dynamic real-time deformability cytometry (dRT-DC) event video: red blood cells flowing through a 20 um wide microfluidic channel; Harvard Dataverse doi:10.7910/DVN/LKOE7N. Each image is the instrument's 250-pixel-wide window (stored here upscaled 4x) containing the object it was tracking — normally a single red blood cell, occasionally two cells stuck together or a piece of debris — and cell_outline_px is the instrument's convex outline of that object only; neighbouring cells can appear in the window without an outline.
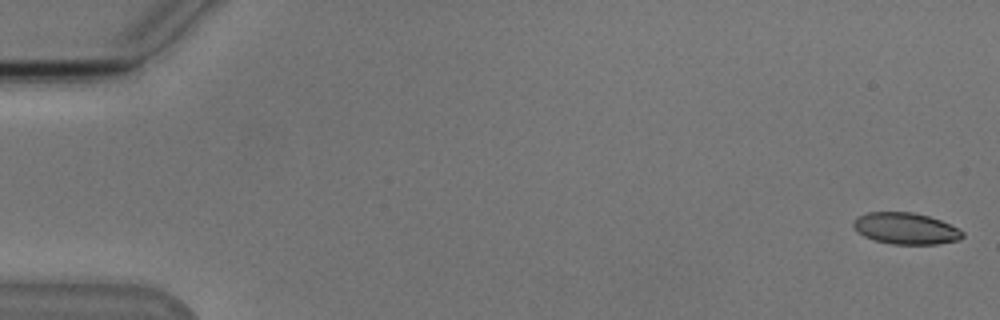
{"species": "Egyptian fruit bat (a non-hibernating species)", "species_latin": "Rousettus aegyptiacus", "temperature_condition": "cold", "stored_images_in_passage": 54, "camera_frame_rate_fps": 3000, "um_per_image_px": 0.085, "animal": {"sex": "male"}, "frame": {"image": 1, "passage_image": 1, "time_ms": 0.0, "image_size_px": [1000, 320], "cell_outline_px": [[964, 236], [960, 240], [936, 244], [892, 244], [876, 240], [864, 236], [856, 232], [852, 224], [852, 220], [856, 216], [868, 212], [912, 212], [928, 216], [940, 220], [964, 232]], "centroid_in_image_um": [76.94, 19.42], "position_along_channel_um": 8.1, "area_um2": 20.06}}
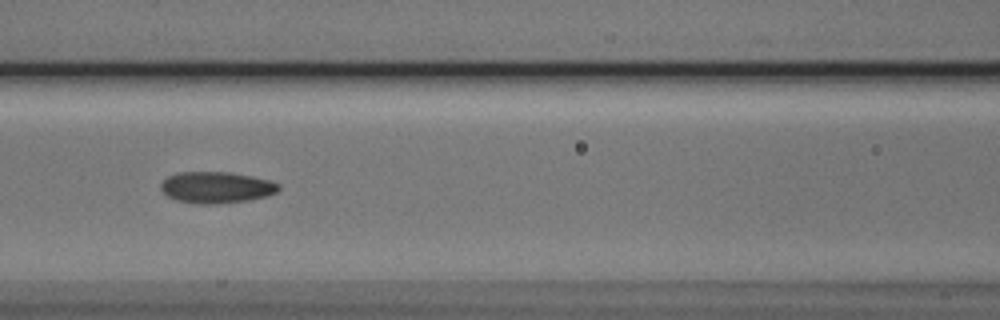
{"frame": {"image": 2, "passage_image": 24, "time_ms": 7.667, "image_size_px": [1000, 320], "cell_outline_px": [[280, 188], [276, 192], [268, 196], [248, 200], [216, 204], [200, 204], [176, 200], [168, 196], [160, 188], [160, 184], [168, 176], [180, 172], [232, 172], [252, 176], [268, 180], [280, 184]], "centroid_in_image_um": [18.4, 15.93], "position_along_channel_um": 148.2, "area_um2": 21.56}}
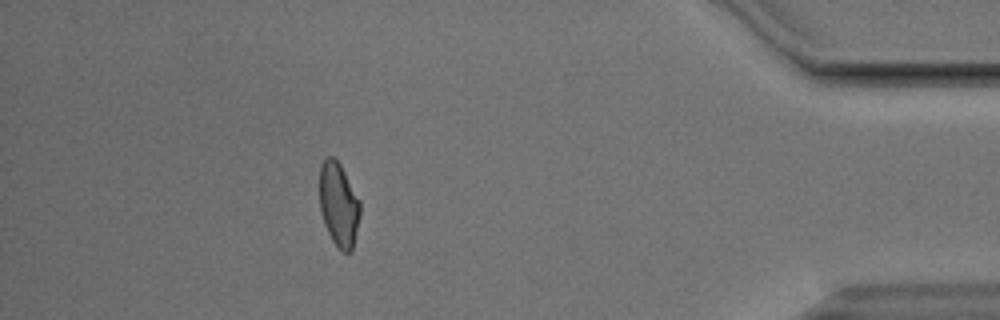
{"frame": {"image": 3, "passage_image": 48, "time_ms": 15.667, "image_size_px": [1000, 320], "cell_outline_px": [[360, 216], [352, 248], [348, 252], [344, 252], [332, 240], [324, 224], [320, 208], [320, 168], [324, 160], [328, 156], [332, 156], [340, 164], [360, 200]], "centroid_in_image_um": [28.79, 17.36], "position_along_channel_um": 406.4, "area_um2": 19.54}, "authors_computed_cell_mechanics": {"area_um2": 20.8947, "velocity_mm_per_s": 3.8256, "shape_relaxation_time_tau1_ms": null, "shape_relaxation_time_tau2_ms": 2.0546, "deformation_change_tau1": null, "deformation_change_tau2": 0.0735}}